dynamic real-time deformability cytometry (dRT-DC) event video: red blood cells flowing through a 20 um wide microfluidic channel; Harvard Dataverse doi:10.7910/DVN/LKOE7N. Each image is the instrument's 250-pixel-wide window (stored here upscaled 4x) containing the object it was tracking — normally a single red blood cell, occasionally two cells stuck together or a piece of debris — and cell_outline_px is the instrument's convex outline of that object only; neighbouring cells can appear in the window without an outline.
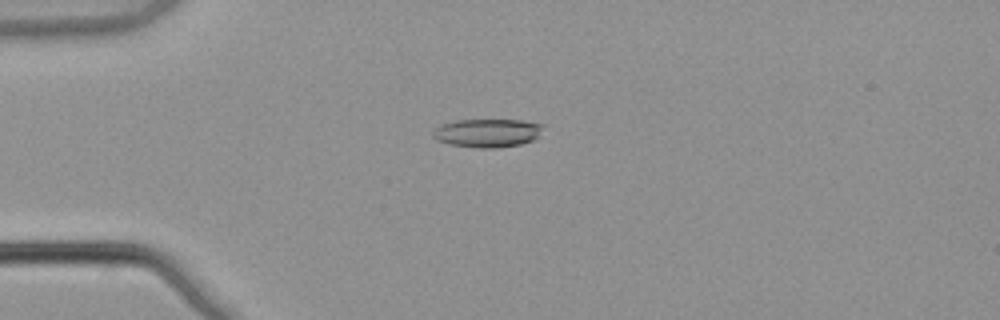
{"species": "common noctule bat (a hibernating species)", "species_latin": "Nyctalus noctula", "temperature_condition": "warm", "stored_images_in_passage": 4, "camera_frame_rate_fps": 3000, "um_per_image_px": 0.085, "animal": {"sex": "male", "body_mass_g": 21.5, "forearm_length_mm": 52.0}, "frame": {"image": 1, "passage_image": 3, "time_ms": 0.667, "image_size_px": [1000, 320], "cell_outline_px": [[544, 124], [536, 136], [532, 140], [520, 144], [496, 148], [480, 148], [448, 144], [436, 140], [432, 136], [432, 132], [440, 124], [456, 120], [520, 120]], "centroid_in_image_um": [41.36, 11.3], "position_along_channel_um": 43.6, "area_um2": 18.15}}